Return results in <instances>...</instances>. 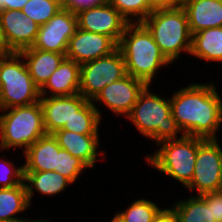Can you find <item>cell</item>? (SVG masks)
I'll return each instance as SVG.
<instances>
[{
  "instance_id": "6da1fadb",
  "label": "cell",
  "mask_w": 222,
  "mask_h": 222,
  "mask_svg": "<svg viewBox=\"0 0 222 222\" xmlns=\"http://www.w3.org/2000/svg\"><path fill=\"white\" fill-rule=\"evenodd\" d=\"M170 103L182 135L216 139L222 123V99L213 83H191L174 92Z\"/></svg>"
},
{
  "instance_id": "7a4b0ae2",
  "label": "cell",
  "mask_w": 222,
  "mask_h": 222,
  "mask_svg": "<svg viewBox=\"0 0 222 222\" xmlns=\"http://www.w3.org/2000/svg\"><path fill=\"white\" fill-rule=\"evenodd\" d=\"M117 48L124 58L126 73L149 86L160 67L172 64L142 22L127 25Z\"/></svg>"
},
{
  "instance_id": "3957f363",
  "label": "cell",
  "mask_w": 222,
  "mask_h": 222,
  "mask_svg": "<svg viewBox=\"0 0 222 222\" xmlns=\"http://www.w3.org/2000/svg\"><path fill=\"white\" fill-rule=\"evenodd\" d=\"M142 23L171 63L180 57L181 52L190 54L192 34L181 4L157 7Z\"/></svg>"
},
{
  "instance_id": "277c9868",
  "label": "cell",
  "mask_w": 222,
  "mask_h": 222,
  "mask_svg": "<svg viewBox=\"0 0 222 222\" xmlns=\"http://www.w3.org/2000/svg\"><path fill=\"white\" fill-rule=\"evenodd\" d=\"M147 85L139 94L137 102L126 116L138 131L158 143L177 139L181 129L172 113L170 99L153 94Z\"/></svg>"
},
{
  "instance_id": "5b68a950",
  "label": "cell",
  "mask_w": 222,
  "mask_h": 222,
  "mask_svg": "<svg viewBox=\"0 0 222 222\" xmlns=\"http://www.w3.org/2000/svg\"><path fill=\"white\" fill-rule=\"evenodd\" d=\"M0 149L22 147L24 152L46 135L40 102L1 110Z\"/></svg>"
},
{
  "instance_id": "8992f818",
  "label": "cell",
  "mask_w": 222,
  "mask_h": 222,
  "mask_svg": "<svg viewBox=\"0 0 222 222\" xmlns=\"http://www.w3.org/2000/svg\"><path fill=\"white\" fill-rule=\"evenodd\" d=\"M159 150L146 158L159 172L179 181L186 187L193 178L198 153V137L180 135L177 139L157 144Z\"/></svg>"
},
{
  "instance_id": "52a82bcc",
  "label": "cell",
  "mask_w": 222,
  "mask_h": 222,
  "mask_svg": "<svg viewBox=\"0 0 222 222\" xmlns=\"http://www.w3.org/2000/svg\"><path fill=\"white\" fill-rule=\"evenodd\" d=\"M40 100L35 85L19 52L0 58V109L26 106Z\"/></svg>"
},
{
  "instance_id": "ba28073f",
  "label": "cell",
  "mask_w": 222,
  "mask_h": 222,
  "mask_svg": "<svg viewBox=\"0 0 222 222\" xmlns=\"http://www.w3.org/2000/svg\"><path fill=\"white\" fill-rule=\"evenodd\" d=\"M218 139L198 137V153L193 178L186 186L198 196L222 190V147Z\"/></svg>"
},
{
  "instance_id": "9c48e42d",
  "label": "cell",
  "mask_w": 222,
  "mask_h": 222,
  "mask_svg": "<svg viewBox=\"0 0 222 222\" xmlns=\"http://www.w3.org/2000/svg\"><path fill=\"white\" fill-rule=\"evenodd\" d=\"M126 75L125 61L117 48L107 56L80 65L79 93L92 101L105 86Z\"/></svg>"
},
{
  "instance_id": "30bf717a",
  "label": "cell",
  "mask_w": 222,
  "mask_h": 222,
  "mask_svg": "<svg viewBox=\"0 0 222 222\" xmlns=\"http://www.w3.org/2000/svg\"><path fill=\"white\" fill-rule=\"evenodd\" d=\"M77 28L76 14L61 8L46 24L39 27L32 48L66 55L69 39Z\"/></svg>"
},
{
  "instance_id": "8fae6325",
  "label": "cell",
  "mask_w": 222,
  "mask_h": 222,
  "mask_svg": "<svg viewBox=\"0 0 222 222\" xmlns=\"http://www.w3.org/2000/svg\"><path fill=\"white\" fill-rule=\"evenodd\" d=\"M78 28L111 37L117 44L129 21L126 20L108 1L76 14Z\"/></svg>"
},
{
  "instance_id": "7c38bea8",
  "label": "cell",
  "mask_w": 222,
  "mask_h": 222,
  "mask_svg": "<svg viewBox=\"0 0 222 222\" xmlns=\"http://www.w3.org/2000/svg\"><path fill=\"white\" fill-rule=\"evenodd\" d=\"M146 86L143 81L127 74L122 79L105 86L92 102H100L113 113L127 116Z\"/></svg>"
},
{
  "instance_id": "4fadbf2b",
  "label": "cell",
  "mask_w": 222,
  "mask_h": 222,
  "mask_svg": "<svg viewBox=\"0 0 222 222\" xmlns=\"http://www.w3.org/2000/svg\"><path fill=\"white\" fill-rule=\"evenodd\" d=\"M117 47L118 44L107 35L77 28L69 39L66 58L82 65L111 54Z\"/></svg>"
},
{
  "instance_id": "5bb4252c",
  "label": "cell",
  "mask_w": 222,
  "mask_h": 222,
  "mask_svg": "<svg viewBox=\"0 0 222 222\" xmlns=\"http://www.w3.org/2000/svg\"><path fill=\"white\" fill-rule=\"evenodd\" d=\"M0 23L5 40L13 52L32 47L40 27L16 9L0 11Z\"/></svg>"
},
{
  "instance_id": "9a60e30c",
  "label": "cell",
  "mask_w": 222,
  "mask_h": 222,
  "mask_svg": "<svg viewBox=\"0 0 222 222\" xmlns=\"http://www.w3.org/2000/svg\"><path fill=\"white\" fill-rule=\"evenodd\" d=\"M89 100L78 93L72 96H40L43 123L47 134H53L69 123L75 113Z\"/></svg>"
},
{
  "instance_id": "2e32d148",
  "label": "cell",
  "mask_w": 222,
  "mask_h": 222,
  "mask_svg": "<svg viewBox=\"0 0 222 222\" xmlns=\"http://www.w3.org/2000/svg\"><path fill=\"white\" fill-rule=\"evenodd\" d=\"M185 9L191 34L222 27V0H180Z\"/></svg>"
},
{
  "instance_id": "e0dca14e",
  "label": "cell",
  "mask_w": 222,
  "mask_h": 222,
  "mask_svg": "<svg viewBox=\"0 0 222 222\" xmlns=\"http://www.w3.org/2000/svg\"><path fill=\"white\" fill-rule=\"evenodd\" d=\"M61 149L81 159L89 168L95 166L98 152V134H79L69 130H57L53 133Z\"/></svg>"
},
{
  "instance_id": "ac0fdd59",
  "label": "cell",
  "mask_w": 222,
  "mask_h": 222,
  "mask_svg": "<svg viewBox=\"0 0 222 222\" xmlns=\"http://www.w3.org/2000/svg\"><path fill=\"white\" fill-rule=\"evenodd\" d=\"M79 88L80 65L65 58L40 89V96H46L49 92V97L72 96L79 93Z\"/></svg>"
},
{
  "instance_id": "d6986e66",
  "label": "cell",
  "mask_w": 222,
  "mask_h": 222,
  "mask_svg": "<svg viewBox=\"0 0 222 222\" xmlns=\"http://www.w3.org/2000/svg\"><path fill=\"white\" fill-rule=\"evenodd\" d=\"M60 146L53 134L35 141L23 154L26 156L24 172L54 171L57 167Z\"/></svg>"
},
{
  "instance_id": "ffe728a7",
  "label": "cell",
  "mask_w": 222,
  "mask_h": 222,
  "mask_svg": "<svg viewBox=\"0 0 222 222\" xmlns=\"http://www.w3.org/2000/svg\"><path fill=\"white\" fill-rule=\"evenodd\" d=\"M25 60L26 67L35 85L41 89L52 73L66 58L65 54L34 49L32 47L19 52Z\"/></svg>"
},
{
  "instance_id": "44dd1931",
  "label": "cell",
  "mask_w": 222,
  "mask_h": 222,
  "mask_svg": "<svg viewBox=\"0 0 222 222\" xmlns=\"http://www.w3.org/2000/svg\"><path fill=\"white\" fill-rule=\"evenodd\" d=\"M24 182L30 204L34 193L33 187L42 195L52 196L60 194L72 184L68 178L55 171L24 172Z\"/></svg>"
},
{
  "instance_id": "7402d4cb",
  "label": "cell",
  "mask_w": 222,
  "mask_h": 222,
  "mask_svg": "<svg viewBox=\"0 0 222 222\" xmlns=\"http://www.w3.org/2000/svg\"><path fill=\"white\" fill-rule=\"evenodd\" d=\"M190 54L206 61L222 62V27L192 34Z\"/></svg>"
},
{
  "instance_id": "603a6c76",
  "label": "cell",
  "mask_w": 222,
  "mask_h": 222,
  "mask_svg": "<svg viewBox=\"0 0 222 222\" xmlns=\"http://www.w3.org/2000/svg\"><path fill=\"white\" fill-rule=\"evenodd\" d=\"M30 207L25 184L13 188H0V220H25L16 217Z\"/></svg>"
},
{
  "instance_id": "cb8c5ba5",
  "label": "cell",
  "mask_w": 222,
  "mask_h": 222,
  "mask_svg": "<svg viewBox=\"0 0 222 222\" xmlns=\"http://www.w3.org/2000/svg\"><path fill=\"white\" fill-rule=\"evenodd\" d=\"M171 209L176 215L177 222H215L211 205H207V202L198 195H191L189 199L176 202Z\"/></svg>"
},
{
  "instance_id": "d4e9b609",
  "label": "cell",
  "mask_w": 222,
  "mask_h": 222,
  "mask_svg": "<svg viewBox=\"0 0 222 222\" xmlns=\"http://www.w3.org/2000/svg\"><path fill=\"white\" fill-rule=\"evenodd\" d=\"M101 115L99 109L94 102L89 100L75 115L69 123H66L62 129L76 132L79 134H99L98 127L101 123Z\"/></svg>"
},
{
  "instance_id": "484cf974",
  "label": "cell",
  "mask_w": 222,
  "mask_h": 222,
  "mask_svg": "<svg viewBox=\"0 0 222 222\" xmlns=\"http://www.w3.org/2000/svg\"><path fill=\"white\" fill-rule=\"evenodd\" d=\"M162 210L152 201L143 198L134 201L127 210L115 215L123 222H153Z\"/></svg>"
},
{
  "instance_id": "4316f807",
  "label": "cell",
  "mask_w": 222,
  "mask_h": 222,
  "mask_svg": "<svg viewBox=\"0 0 222 222\" xmlns=\"http://www.w3.org/2000/svg\"><path fill=\"white\" fill-rule=\"evenodd\" d=\"M129 23L143 22L155 7L148 0H107ZM132 17V18H131ZM134 18L136 19L135 21Z\"/></svg>"
},
{
  "instance_id": "83f0119b",
  "label": "cell",
  "mask_w": 222,
  "mask_h": 222,
  "mask_svg": "<svg viewBox=\"0 0 222 222\" xmlns=\"http://www.w3.org/2000/svg\"><path fill=\"white\" fill-rule=\"evenodd\" d=\"M61 8L62 3L59 0H29L21 11L41 26L46 24Z\"/></svg>"
},
{
  "instance_id": "f1b7e54d",
  "label": "cell",
  "mask_w": 222,
  "mask_h": 222,
  "mask_svg": "<svg viewBox=\"0 0 222 222\" xmlns=\"http://www.w3.org/2000/svg\"><path fill=\"white\" fill-rule=\"evenodd\" d=\"M89 168L81 159L72 156L68 151L59 149L57 167L54 171L75 183L83 169Z\"/></svg>"
},
{
  "instance_id": "f546056e",
  "label": "cell",
  "mask_w": 222,
  "mask_h": 222,
  "mask_svg": "<svg viewBox=\"0 0 222 222\" xmlns=\"http://www.w3.org/2000/svg\"><path fill=\"white\" fill-rule=\"evenodd\" d=\"M0 169V188H13L19 184H24V165L14 167L10 161H2ZM5 169V170H4Z\"/></svg>"
},
{
  "instance_id": "4dcf8cb0",
  "label": "cell",
  "mask_w": 222,
  "mask_h": 222,
  "mask_svg": "<svg viewBox=\"0 0 222 222\" xmlns=\"http://www.w3.org/2000/svg\"><path fill=\"white\" fill-rule=\"evenodd\" d=\"M201 197L211 205V213L215 222H222V190L205 193Z\"/></svg>"
},
{
  "instance_id": "1f68e13d",
  "label": "cell",
  "mask_w": 222,
  "mask_h": 222,
  "mask_svg": "<svg viewBox=\"0 0 222 222\" xmlns=\"http://www.w3.org/2000/svg\"><path fill=\"white\" fill-rule=\"evenodd\" d=\"M106 2L107 0H63L62 8L77 14L80 11L99 6Z\"/></svg>"
},
{
  "instance_id": "d6a6232c",
  "label": "cell",
  "mask_w": 222,
  "mask_h": 222,
  "mask_svg": "<svg viewBox=\"0 0 222 222\" xmlns=\"http://www.w3.org/2000/svg\"><path fill=\"white\" fill-rule=\"evenodd\" d=\"M29 0H0V11L3 10H22Z\"/></svg>"
},
{
  "instance_id": "836d02e7",
  "label": "cell",
  "mask_w": 222,
  "mask_h": 222,
  "mask_svg": "<svg viewBox=\"0 0 222 222\" xmlns=\"http://www.w3.org/2000/svg\"><path fill=\"white\" fill-rule=\"evenodd\" d=\"M153 222H177V218L170 207L163 209L153 220Z\"/></svg>"
},
{
  "instance_id": "e575fe53",
  "label": "cell",
  "mask_w": 222,
  "mask_h": 222,
  "mask_svg": "<svg viewBox=\"0 0 222 222\" xmlns=\"http://www.w3.org/2000/svg\"><path fill=\"white\" fill-rule=\"evenodd\" d=\"M13 51L8 46L0 23V58L11 55Z\"/></svg>"
},
{
  "instance_id": "d590c367",
  "label": "cell",
  "mask_w": 222,
  "mask_h": 222,
  "mask_svg": "<svg viewBox=\"0 0 222 222\" xmlns=\"http://www.w3.org/2000/svg\"><path fill=\"white\" fill-rule=\"evenodd\" d=\"M155 8L174 6L180 4V0H148Z\"/></svg>"
},
{
  "instance_id": "8d00e7d4",
  "label": "cell",
  "mask_w": 222,
  "mask_h": 222,
  "mask_svg": "<svg viewBox=\"0 0 222 222\" xmlns=\"http://www.w3.org/2000/svg\"><path fill=\"white\" fill-rule=\"evenodd\" d=\"M0 222H27L26 220H0Z\"/></svg>"
},
{
  "instance_id": "74e56055",
  "label": "cell",
  "mask_w": 222,
  "mask_h": 222,
  "mask_svg": "<svg viewBox=\"0 0 222 222\" xmlns=\"http://www.w3.org/2000/svg\"><path fill=\"white\" fill-rule=\"evenodd\" d=\"M111 222H123L116 215L112 218Z\"/></svg>"
},
{
  "instance_id": "f35d334b",
  "label": "cell",
  "mask_w": 222,
  "mask_h": 222,
  "mask_svg": "<svg viewBox=\"0 0 222 222\" xmlns=\"http://www.w3.org/2000/svg\"><path fill=\"white\" fill-rule=\"evenodd\" d=\"M27 222H49V221H45V220H31V221H29V220H27Z\"/></svg>"
}]
</instances>
